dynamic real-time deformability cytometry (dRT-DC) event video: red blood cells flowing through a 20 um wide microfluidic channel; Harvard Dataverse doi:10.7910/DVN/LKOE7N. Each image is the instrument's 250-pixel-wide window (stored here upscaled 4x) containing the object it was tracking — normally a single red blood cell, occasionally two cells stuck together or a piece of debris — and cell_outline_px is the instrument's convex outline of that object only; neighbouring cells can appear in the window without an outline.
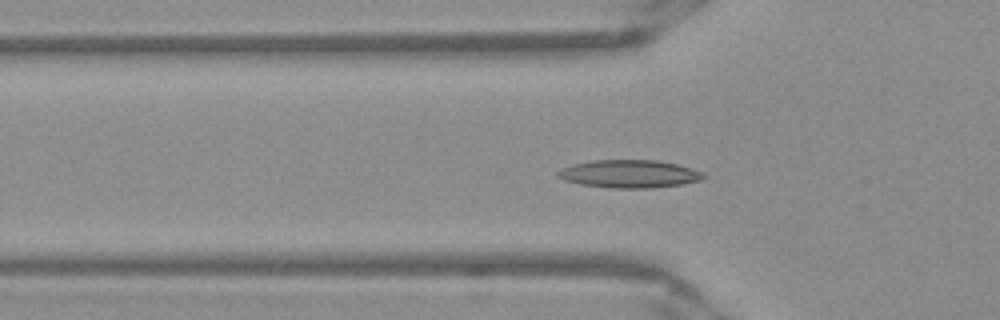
{"species": "Egyptian fruit bat (a non-hibernating species)", "species_latin": "Rousettus aegyptiacus", "temperature_condition": "warm", "stored_images_in_passage": 51, "camera_frame_rate_fps": 3000, "um_per_image_px": 0.085, "frame": {"image": 1, "passage_image": 17, "time_ms": 5.333, "image_size_px": [1000, 320], "cell_outline_px": [[708, 176], [700, 180], [684, 184], [652, 188], [608, 188], [580, 184], [564, 180], [556, 176], [556, 172], [560, 168], [572, 164], [592, 160], [656, 160], [676, 164], [692, 168], [704, 172]], "centroid_in_image_um": [53.49, 14.78], "position_along_channel_um": 72.3, "area_um2": 23.99}}
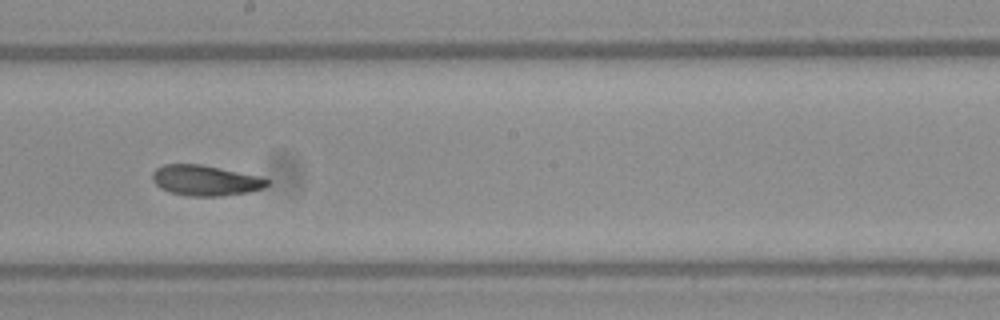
{"frame": {"image": 2, "passage_image": 29, "time_ms": 9.333, "image_size_px": [1000, 320], "cell_outline_px": [[272, 180], [264, 188], [248, 192], [220, 196], [188, 196], [168, 192], [160, 188], [152, 180], [152, 172], [156, 168], [164, 164], [200, 164], [256, 176]], "centroid_in_image_um": [17.42, 15.34], "position_along_channel_um": 230.8, "area_um2": 20.29}}
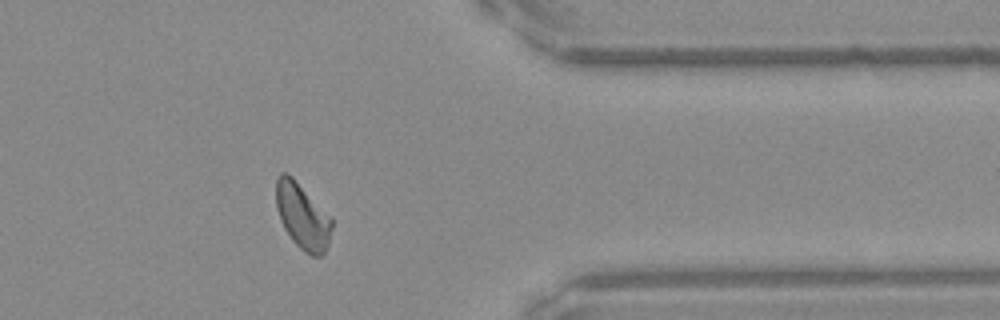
{"frame": {"image": 3, "passage_image": 42, "time_ms": 13.667, "image_size_px": [1000, 320], "cell_outline_px": [[332, 228], [328, 244], [324, 256], [312, 256], [304, 252], [292, 240], [284, 228], [280, 220], [276, 208], [276, 180], [280, 172], [288, 172], [332, 216]], "centroid_in_image_um": [25.72, 18.37], "position_along_channel_um": 385.7, "area_um2": 21.73}, "authors_computed_cell_mechanics": {"area_um2": 20.9814, "velocity_mm_per_s": 3.9398, "shape_relaxation_time_tau1_ms": 5.1134, "shape_relaxation_time_tau2_ms": 2.7321, "deformation_change_tau1": 0.1388, "deformation_change_tau2": 0.0964}}